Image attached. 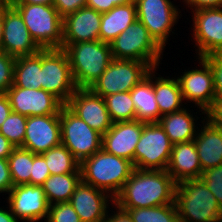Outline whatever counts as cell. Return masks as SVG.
<instances>
[{
	"mask_svg": "<svg viewBox=\"0 0 222 222\" xmlns=\"http://www.w3.org/2000/svg\"><path fill=\"white\" fill-rule=\"evenodd\" d=\"M176 182L166 170L134 169L114 204L121 209L175 204Z\"/></svg>",
	"mask_w": 222,
	"mask_h": 222,
	"instance_id": "6da1fadb",
	"label": "cell"
},
{
	"mask_svg": "<svg viewBox=\"0 0 222 222\" xmlns=\"http://www.w3.org/2000/svg\"><path fill=\"white\" fill-rule=\"evenodd\" d=\"M134 169L130 160L103 149L80 163L82 181L107 192L113 198L120 193Z\"/></svg>",
	"mask_w": 222,
	"mask_h": 222,
	"instance_id": "7a4b0ae2",
	"label": "cell"
},
{
	"mask_svg": "<svg viewBox=\"0 0 222 222\" xmlns=\"http://www.w3.org/2000/svg\"><path fill=\"white\" fill-rule=\"evenodd\" d=\"M77 88H90L112 61L110 44L100 40L62 44Z\"/></svg>",
	"mask_w": 222,
	"mask_h": 222,
	"instance_id": "3957f363",
	"label": "cell"
},
{
	"mask_svg": "<svg viewBox=\"0 0 222 222\" xmlns=\"http://www.w3.org/2000/svg\"><path fill=\"white\" fill-rule=\"evenodd\" d=\"M174 203L180 222H216L222 218V208L201 179L177 183Z\"/></svg>",
	"mask_w": 222,
	"mask_h": 222,
	"instance_id": "277c9868",
	"label": "cell"
},
{
	"mask_svg": "<svg viewBox=\"0 0 222 222\" xmlns=\"http://www.w3.org/2000/svg\"><path fill=\"white\" fill-rule=\"evenodd\" d=\"M40 49L62 48L63 18L52 5L12 4Z\"/></svg>",
	"mask_w": 222,
	"mask_h": 222,
	"instance_id": "5b68a950",
	"label": "cell"
},
{
	"mask_svg": "<svg viewBox=\"0 0 222 222\" xmlns=\"http://www.w3.org/2000/svg\"><path fill=\"white\" fill-rule=\"evenodd\" d=\"M110 48L114 59L137 60L149 64L152 68H159L163 55V49L139 20L120 33L110 43Z\"/></svg>",
	"mask_w": 222,
	"mask_h": 222,
	"instance_id": "8992f818",
	"label": "cell"
},
{
	"mask_svg": "<svg viewBox=\"0 0 222 222\" xmlns=\"http://www.w3.org/2000/svg\"><path fill=\"white\" fill-rule=\"evenodd\" d=\"M41 89L53 94L64 105L76 91L70 61L64 49H41Z\"/></svg>",
	"mask_w": 222,
	"mask_h": 222,
	"instance_id": "52a82bcc",
	"label": "cell"
},
{
	"mask_svg": "<svg viewBox=\"0 0 222 222\" xmlns=\"http://www.w3.org/2000/svg\"><path fill=\"white\" fill-rule=\"evenodd\" d=\"M152 69L149 64L137 60L113 58L108 68L91 85L90 89L103 98L118 92H129Z\"/></svg>",
	"mask_w": 222,
	"mask_h": 222,
	"instance_id": "ba28073f",
	"label": "cell"
},
{
	"mask_svg": "<svg viewBox=\"0 0 222 222\" xmlns=\"http://www.w3.org/2000/svg\"><path fill=\"white\" fill-rule=\"evenodd\" d=\"M61 144L81 163L102 149V134L90 128L66 105L60 110Z\"/></svg>",
	"mask_w": 222,
	"mask_h": 222,
	"instance_id": "9c48e42d",
	"label": "cell"
},
{
	"mask_svg": "<svg viewBox=\"0 0 222 222\" xmlns=\"http://www.w3.org/2000/svg\"><path fill=\"white\" fill-rule=\"evenodd\" d=\"M173 144L158 123H145L134 152V167L166 170Z\"/></svg>",
	"mask_w": 222,
	"mask_h": 222,
	"instance_id": "30bf717a",
	"label": "cell"
},
{
	"mask_svg": "<svg viewBox=\"0 0 222 222\" xmlns=\"http://www.w3.org/2000/svg\"><path fill=\"white\" fill-rule=\"evenodd\" d=\"M137 20L148 29L150 36L164 50L167 38L179 19L178 6L170 0H134Z\"/></svg>",
	"mask_w": 222,
	"mask_h": 222,
	"instance_id": "8fae6325",
	"label": "cell"
},
{
	"mask_svg": "<svg viewBox=\"0 0 222 222\" xmlns=\"http://www.w3.org/2000/svg\"><path fill=\"white\" fill-rule=\"evenodd\" d=\"M193 12V39L197 57L222 52V7L200 9Z\"/></svg>",
	"mask_w": 222,
	"mask_h": 222,
	"instance_id": "7c38bea8",
	"label": "cell"
},
{
	"mask_svg": "<svg viewBox=\"0 0 222 222\" xmlns=\"http://www.w3.org/2000/svg\"><path fill=\"white\" fill-rule=\"evenodd\" d=\"M11 213L23 222H38L48 217L49 203L42 186L22 184L8 193Z\"/></svg>",
	"mask_w": 222,
	"mask_h": 222,
	"instance_id": "4fadbf2b",
	"label": "cell"
},
{
	"mask_svg": "<svg viewBox=\"0 0 222 222\" xmlns=\"http://www.w3.org/2000/svg\"><path fill=\"white\" fill-rule=\"evenodd\" d=\"M12 111L24 116L60 114L64 104L44 89L10 87L6 93Z\"/></svg>",
	"mask_w": 222,
	"mask_h": 222,
	"instance_id": "5bb4252c",
	"label": "cell"
},
{
	"mask_svg": "<svg viewBox=\"0 0 222 222\" xmlns=\"http://www.w3.org/2000/svg\"><path fill=\"white\" fill-rule=\"evenodd\" d=\"M202 69L184 70L177 78L184 101L194 102L199 112L204 113L215 99L213 74L210 66L202 59L197 58Z\"/></svg>",
	"mask_w": 222,
	"mask_h": 222,
	"instance_id": "9a60e30c",
	"label": "cell"
},
{
	"mask_svg": "<svg viewBox=\"0 0 222 222\" xmlns=\"http://www.w3.org/2000/svg\"><path fill=\"white\" fill-rule=\"evenodd\" d=\"M66 106L90 128L102 135L113 124L104 98L95 94L90 88H77Z\"/></svg>",
	"mask_w": 222,
	"mask_h": 222,
	"instance_id": "2e32d148",
	"label": "cell"
},
{
	"mask_svg": "<svg viewBox=\"0 0 222 222\" xmlns=\"http://www.w3.org/2000/svg\"><path fill=\"white\" fill-rule=\"evenodd\" d=\"M1 48L15 58L33 55L41 50L31 38L21 15L12 5L3 7Z\"/></svg>",
	"mask_w": 222,
	"mask_h": 222,
	"instance_id": "e0dca14e",
	"label": "cell"
},
{
	"mask_svg": "<svg viewBox=\"0 0 222 222\" xmlns=\"http://www.w3.org/2000/svg\"><path fill=\"white\" fill-rule=\"evenodd\" d=\"M61 144L60 114L29 116L21 148L42 154Z\"/></svg>",
	"mask_w": 222,
	"mask_h": 222,
	"instance_id": "ac0fdd59",
	"label": "cell"
},
{
	"mask_svg": "<svg viewBox=\"0 0 222 222\" xmlns=\"http://www.w3.org/2000/svg\"><path fill=\"white\" fill-rule=\"evenodd\" d=\"M109 201L114 205V198L110 194L81 180L70 197L69 203L81 222H104L110 210Z\"/></svg>",
	"mask_w": 222,
	"mask_h": 222,
	"instance_id": "d6986e66",
	"label": "cell"
},
{
	"mask_svg": "<svg viewBox=\"0 0 222 222\" xmlns=\"http://www.w3.org/2000/svg\"><path fill=\"white\" fill-rule=\"evenodd\" d=\"M145 122L138 120L114 122L102 135V149L134 164V152Z\"/></svg>",
	"mask_w": 222,
	"mask_h": 222,
	"instance_id": "ffe728a7",
	"label": "cell"
},
{
	"mask_svg": "<svg viewBox=\"0 0 222 222\" xmlns=\"http://www.w3.org/2000/svg\"><path fill=\"white\" fill-rule=\"evenodd\" d=\"M101 16V13L89 7H82L65 16L62 44L99 40Z\"/></svg>",
	"mask_w": 222,
	"mask_h": 222,
	"instance_id": "44dd1931",
	"label": "cell"
},
{
	"mask_svg": "<svg viewBox=\"0 0 222 222\" xmlns=\"http://www.w3.org/2000/svg\"><path fill=\"white\" fill-rule=\"evenodd\" d=\"M166 171L176 183L200 179L203 171L194 140L173 145Z\"/></svg>",
	"mask_w": 222,
	"mask_h": 222,
	"instance_id": "7402d4cb",
	"label": "cell"
},
{
	"mask_svg": "<svg viewBox=\"0 0 222 222\" xmlns=\"http://www.w3.org/2000/svg\"><path fill=\"white\" fill-rule=\"evenodd\" d=\"M205 118L194 138L202 171L222 165V129L213 127Z\"/></svg>",
	"mask_w": 222,
	"mask_h": 222,
	"instance_id": "603a6c76",
	"label": "cell"
},
{
	"mask_svg": "<svg viewBox=\"0 0 222 222\" xmlns=\"http://www.w3.org/2000/svg\"><path fill=\"white\" fill-rule=\"evenodd\" d=\"M137 20L135 1L113 7L102 13L99 40L110 44L120 33Z\"/></svg>",
	"mask_w": 222,
	"mask_h": 222,
	"instance_id": "cb8c5ba5",
	"label": "cell"
},
{
	"mask_svg": "<svg viewBox=\"0 0 222 222\" xmlns=\"http://www.w3.org/2000/svg\"><path fill=\"white\" fill-rule=\"evenodd\" d=\"M130 94L135 106L136 120L158 123L160 112L154 94L153 69L130 91Z\"/></svg>",
	"mask_w": 222,
	"mask_h": 222,
	"instance_id": "d4e9b609",
	"label": "cell"
},
{
	"mask_svg": "<svg viewBox=\"0 0 222 222\" xmlns=\"http://www.w3.org/2000/svg\"><path fill=\"white\" fill-rule=\"evenodd\" d=\"M189 112L186 107H183L179 111L160 117L158 124L164 129L173 145L193 141L196 137L198 118L195 115V120L194 116Z\"/></svg>",
	"mask_w": 222,
	"mask_h": 222,
	"instance_id": "484cf974",
	"label": "cell"
},
{
	"mask_svg": "<svg viewBox=\"0 0 222 222\" xmlns=\"http://www.w3.org/2000/svg\"><path fill=\"white\" fill-rule=\"evenodd\" d=\"M157 68H153L154 94L159 107L160 117L183 109L184 102L177 78L155 76Z\"/></svg>",
	"mask_w": 222,
	"mask_h": 222,
	"instance_id": "4316f807",
	"label": "cell"
},
{
	"mask_svg": "<svg viewBox=\"0 0 222 222\" xmlns=\"http://www.w3.org/2000/svg\"><path fill=\"white\" fill-rule=\"evenodd\" d=\"M11 87L41 89V50L15 59L14 83Z\"/></svg>",
	"mask_w": 222,
	"mask_h": 222,
	"instance_id": "83f0119b",
	"label": "cell"
},
{
	"mask_svg": "<svg viewBox=\"0 0 222 222\" xmlns=\"http://www.w3.org/2000/svg\"><path fill=\"white\" fill-rule=\"evenodd\" d=\"M81 180V173L50 175L41 185L49 205L69 202Z\"/></svg>",
	"mask_w": 222,
	"mask_h": 222,
	"instance_id": "f1b7e54d",
	"label": "cell"
},
{
	"mask_svg": "<svg viewBox=\"0 0 222 222\" xmlns=\"http://www.w3.org/2000/svg\"><path fill=\"white\" fill-rule=\"evenodd\" d=\"M51 175L81 173L80 162L62 144L41 154Z\"/></svg>",
	"mask_w": 222,
	"mask_h": 222,
	"instance_id": "f546056e",
	"label": "cell"
},
{
	"mask_svg": "<svg viewBox=\"0 0 222 222\" xmlns=\"http://www.w3.org/2000/svg\"><path fill=\"white\" fill-rule=\"evenodd\" d=\"M13 186L30 184L33 153L21 147L14 148L8 157Z\"/></svg>",
	"mask_w": 222,
	"mask_h": 222,
	"instance_id": "4dcf8cb0",
	"label": "cell"
},
{
	"mask_svg": "<svg viewBox=\"0 0 222 222\" xmlns=\"http://www.w3.org/2000/svg\"><path fill=\"white\" fill-rule=\"evenodd\" d=\"M111 121H132L136 119L134 103L129 92H118L104 97Z\"/></svg>",
	"mask_w": 222,
	"mask_h": 222,
	"instance_id": "1f68e13d",
	"label": "cell"
},
{
	"mask_svg": "<svg viewBox=\"0 0 222 222\" xmlns=\"http://www.w3.org/2000/svg\"><path fill=\"white\" fill-rule=\"evenodd\" d=\"M123 210L130 214L133 222H180L175 204Z\"/></svg>",
	"mask_w": 222,
	"mask_h": 222,
	"instance_id": "d6a6232c",
	"label": "cell"
},
{
	"mask_svg": "<svg viewBox=\"0 0 222 222\" xmlns=\"http://www.w3.org/2000/svg\"><path fill=\"white\" fill-rule=\"evenodd\" d=\"M27 116L11 112L0 127V133L15 147H22L25 139Z\"/></svg>",
	"mask_w": 222,
	"mask_h": 222,
	"instance_id": "836d02e7",
	"label": "cell"
},
{
	"mask_svg": "<svg viewBox=\"0 0 222 222\" xmlns=\"http://www.w3.org/2000/svg\"><path fill=\"white\" fill-rule=\"evenodd\" d=\"M47 222H81L78 214L69 202L49 205Z\"/></svg>",
	"mask_w": 222,
	"mask_h": 222,
	"instance_id": "e575fe53",
	"label": "cell"
},
{
	"mask_svg": "<svg viewBox=\"0 0 222 222\" xmlns=\"http://www.w3.org/2000/svg\"><path fill=\"white\" fill-rule=\"evenodd\" d=\"M200 179L216 197L217 203L222 208V165L203 171Z\"/></svg>",
	"mask_w": 222,
	"mask_h": 222,
	"instance_id": "d590c367",
	"label": "cell"
},
{
	"mask_svg": "<svg viewBox=\"0 0 222 222\" xmlns=\"http://www.w3.org/2000/svg\"><path fill=\"white\" fill-rule=\"evenodd\" d=\"M15 59V57L0 50V93H6L14 83Z\"/></svg>",
	"mask_w": 222,
	"mask_h": 222,
	"instance_id": "8d00e7d4",
	"label": "cell"
},
{
	"mask_svg": "<svg viewBox=\"0 0 222 222\" xmlns=\"http://www.w3.org/2000/svg\"><path fill=\"white\" fill-rule=\"evenodd\" d=\"M213 74L215 99H222V52L210 54L202 58Z\"/></svg>",
	"mask_w": 222,
	"mask_h": 222,
	"instance_id": "74e56055",
	"label": "cell"
},
{
	"mask_svg": "<svg viewBox=\"0 0 222 222\" xmlns=\"http://www.w3.org/2000/svg\"><path fill=\"white\" fill-rule=\"evenodd\" d=\"M50 175L51 174L44 157L41 154L33 153L30 184L41 186Z\"/></svg>",
	"mask_w": 222,
	"mask_h": 222,
	"instance_id": "f35d334b",
	"label": "cell"
},
{
	"mask_svg": "<svg viewBox=\"0 0 222 222\" xmlns=\"http://www.w3.org/2000/svg\"><path fill=\"white\" fill-rule=\"evenodd\" d=\"M86 4L87 0H53L52 3L62 18L86 7Z\"/></svg>",
	"mask_w": 222,
	"mask_h": 222,
	"instance_id": "ab89813d",
	"label": "cell"
},
{
	"mask_svg": "<svg viewBox=\"0 0 222 222\" xmlns=\"http://www.w3.org/2000/svg\"><path fill=\"white\" fill-rule=\"evenodd\" d=\"M207 120L213 127L222 129V99H214L212 105L205 111Z\"/></svg>",
	"mask_w": 222,
	"mask_h": 222,
	"instance_id": "60d3db41",
	"label": "cell"
},
{
	"mask_svg": "<svg viewBox=\"0 0 222 222\" xmlns=\"http://www.w3.org/2000/svg\"><path fill=\"white\" fill-rule=\"evenodd\" d=\"M134 0H87L86 7L95 9L99 13L109 12L113 7L125 5Z\"/></svg>",
	"mask_w": 222,
	"mask_h": 222,
	"instance_id": "b9f144b4",
	"label": "cell"
},
{
	"mask_svg": "<svg viewBox=\"0 0 222 222\" xmlns=\"http://www.w3.org/2000/svg\"><path fill=\"white\" fill-rule=\"evenodd\" d=\"M13 187L8 159H0V193H9Z\"/></svg>",
	"mask_w": 222,
	"mask_h": 222,
	"instance_id": "7bdbcfd3",
	"label": "cell"
},
{
	"mask_svg": "<svg viewBox=\"0 0 222 222\" xmlns=\"http://www.w3.org/2000/svg\"><path fill=\"white\" fill-rule=\"evenodd\" d=\"M184 4L193 11L206 8L222 7V0H183ZM194 7V8H193Z\"/></svg>",
	"mask_w": 222,
	"mask_h": 222,
	"instance_id": "ee69618b",
	"label": "cell"
},
{
	"mask_svg": "<svg viewBox=\"0 0 222 222\" xmlns=\"http://www.w3.org/2000/svg\"><path fill=\"white\" fill-rule=\"evenodd\" d=\"M114 206L117 211H114L113 212L114 214L111 213V215H110V213H109V215L107 213V216H106V219L104 222H133L132 217L130 216V214L127 211L119 208L115 204L113 205L112 208H114Z\"/></svg>",
	"mask_w": 222,
	"mask_h": 222,
	"instance_id": "f6af8a7d",
	"label": "cell"
},
{
	"mask_svg": "<svg viewBox=\"0 0 222 222\" xmlns=\"http://www.w3.org/2000/svg\"><path fill=\"white\" fill-rule=\"evenodd\" d=\"M12 112L8 97L5 93H0V127Z\"/></svg>",
	"mask_w": 222,
	"mask_h": 222,
	"instance_id": "bcb514c9",
	"label": "cell"
},
{
	"mask_svg": "<svg viewBox=\"0 0 222 222\" xmlns=\"http://www.w3.org/2000/svg\"><path fill=\"white\" fill-rule=\"evenodd\" d=\"M15 147L0 133V159H8Z\"/></svg>",
	"mask_w": 222,
	"mask_h": 222,
	"instance_id": "7dc6e473",
	"label": "cell"
},
{
	"mask_svg": "<svg viewBox=\"0 0 222 222\" xmlns=\"http://www.w3.org/2000/svg\"><path fill=\"white\" fill-rule=\"evenodd\" d=\"M7 210L4 208H0V222H19L12 213L10 208L7 206Z\"/></svg>",
	"mask_w": 222,
	"mask_h": 222,
	"instance_id": "c3c4849f",
	"label": "cell"
},
{
	"mask_svg": "<svg viewBox=\"0 0 222 222\" xmlns=\"http://www.w3.org/2000/svg\"><path fill=\"white\" fill-rule=\"evenodd\" d=\"M53 0H13L12 4H52Z\"/></svg>",
	"mask_w": 222,
	"mask_h": 222,
	"instance_id": "681fc988",
	"label": "cell"
},
{
	"mask_svg": "<svg viewBox=\"0 0 222 222\" xmlns=\"http://www.w3.org/2000/svg\"><path fill=\"white\" fill-rule=\"evenodd\" d=\"M2 32H3V7H0V50H2L1 48Z\"/></svg>",
	"mask_w": 222,
	"mask_h": 222,
	"instance_id": "f907efd6",
	"label": "cell"
},
{
	"mask_svg": "<svg viewBox=\"0 0 222 222\" xmlns=\"http://www.w3.org/2000/svg\"><path fill=\"white\" fill-rule=\"evenodd\" d=\"M13 0H0V7H7L12 5Z\"/></svg>",
	"mask_w": 222,
	"mask_h": 222,
	"instance_id": "816d5d0a",
	"label": "cell"
}]
</instances>
